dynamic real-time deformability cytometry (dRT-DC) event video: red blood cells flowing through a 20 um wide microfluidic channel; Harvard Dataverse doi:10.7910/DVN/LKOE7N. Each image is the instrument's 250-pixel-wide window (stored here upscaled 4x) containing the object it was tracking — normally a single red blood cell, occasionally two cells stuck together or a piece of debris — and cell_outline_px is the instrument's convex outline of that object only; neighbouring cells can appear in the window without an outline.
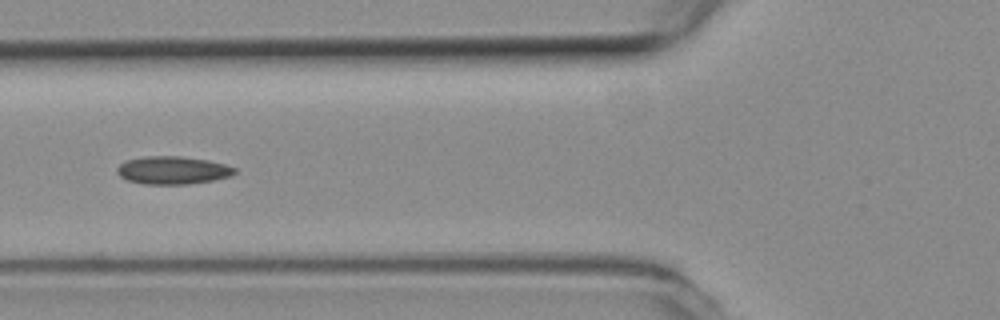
{"species": "common noctule bat (a hibernating species)", "species_latin": "Nyctalus noctula", "temperature_condition": "room temperature", "stored_images_in_passage": 7, "camera_frame_rate_fps": 3000, "um_per_image_px": 0.085, "animal": {"sex": "female", "body_mass_g": 19.3, "forearm_length_mm": 54.1}, "frame": {"image": 1, "passage_image": 6, "time_ms": 1.667, "image_size_px": [1000, 320], "cell_outline_px": [[236, 172], [232, 176], [212, 180], [188, 184], [144, 184], [128, 180], [120, 176], [116, 172], [116, 168], [124, 160], [144, 156], [180, 156], [208, 160], [224, 164], [236, 168]], "centroid_in_image_um": [14.66, 14.46], "position_along_channel_um": 111.1, "area_um2": 19.19}}
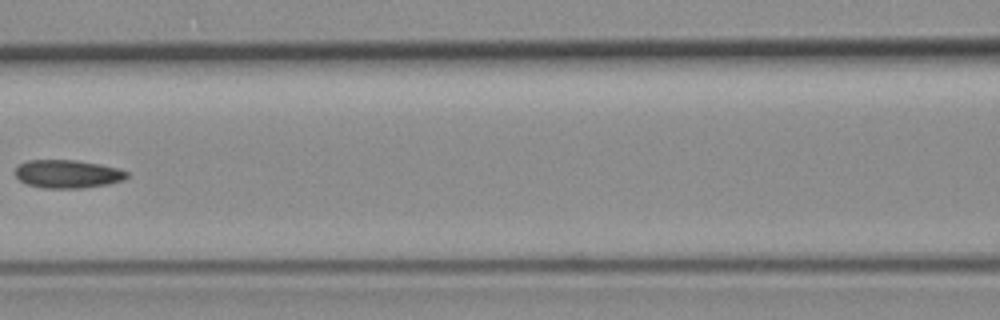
{"frame": {"image": 2, "passage_image": 7, "time_ms": 2.0, "image_size_px": [1000, 320], "cell_outline_px": [[128, 176], [124, 180], [108, 184], [84, 188], [44, 188], [28, 184], [20, 180], [16, 176], [16, 168], [20, 164], [28, 160], [76, 160], [100, 164], [116, 168], [128, 172]], "centroid_in_image_um": [5.77, 14.79], "position_along_channel_um": 160.8, "area_um2": 18.26}}